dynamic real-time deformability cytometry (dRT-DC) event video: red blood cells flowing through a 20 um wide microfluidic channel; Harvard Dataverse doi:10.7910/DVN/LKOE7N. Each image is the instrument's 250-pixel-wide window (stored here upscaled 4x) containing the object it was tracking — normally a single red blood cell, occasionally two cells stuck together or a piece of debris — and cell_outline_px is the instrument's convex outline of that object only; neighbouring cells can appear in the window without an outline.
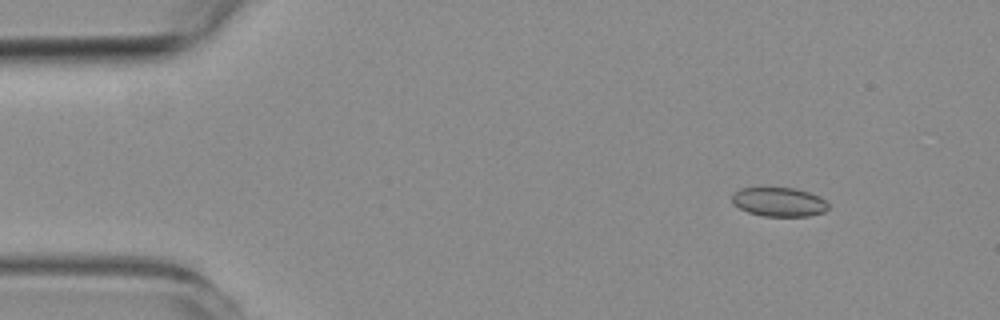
{"species": "common noctule bat (a hibernating species)", "species_latin": "Nyctalus noctula", "temperature_condition": "room temperature", "stored_images_in_passage": 50, "camera_frame_rate_fps": 3000, "um_per_image_px": 0.085, "animal": {"sex": "female", "body_mass_g": 19.3, "forearm_length_mm": 54.1}, "frame": {"image": 1, "passage_image": 1, "time_ms": 0.0, "image_size_px": [1000, 320], "cell_outline_px": [[828, 208], [824, 212], [808, 216], [764, 216], [748, 212], [732, 204], [732, 196], [740, 188], [792, 188], [808, 192], [820, 196], [828, 204]], "centroid_in_image_um": [66.22, 17.17], "position_along_channel_um": 18.8, "area_um2": 16.18}}
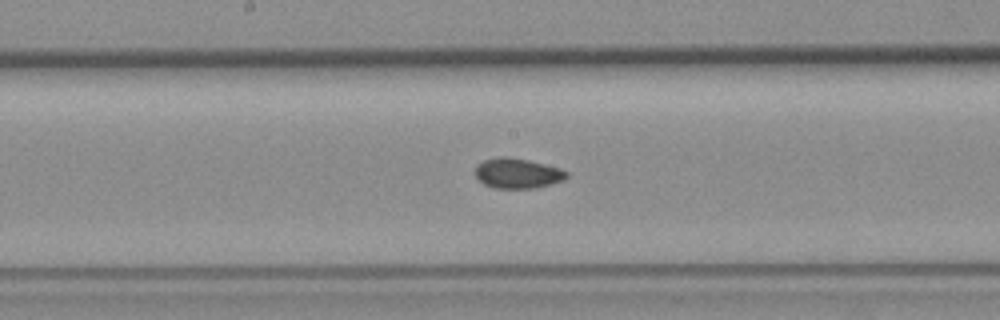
{"frame": {"image": 2, "passage_image": 23, "time_ms": 7.333, "image_size_px": [1000, 320], "cell_outline_px": [[568, 176], [564, 180], [552, 184], [536, 188], [496, 188], [484, 184], [476, 176], [476, 164], [484, 160], [500, 156], [504, 156], [528, 160], [560, 168], [568, 172]], "centroid_in_image_um": [44.01, 14.73], "position_along_channel_um": 204.2, "area_um2": 16.01}}
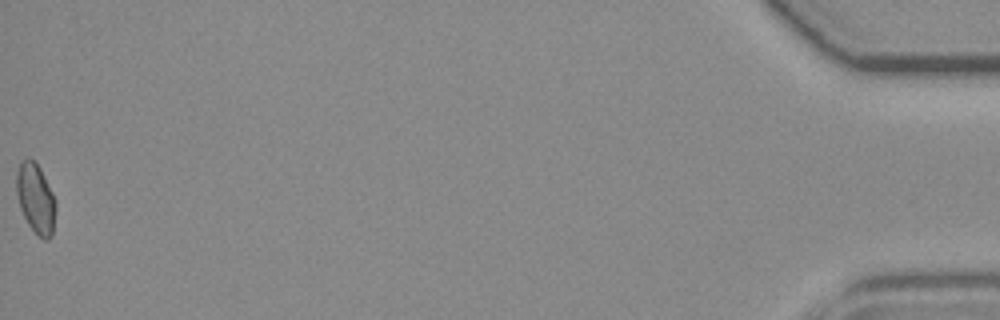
{"frame": {"image": 3, "passage_image": 50, "time_ms": 16.333, "image_size_px": [1000, 320], "cell_outline_px": [[56, 208], [52, 236], [48, 240], [44, 240], [28, 224], [20, 208], [16, 192], [16, 172], [20, 164], [28, 156], [40, 168], [56, 200]], "centroid_in_image_um": [3.04, 16.87], "position_along_channel_um": 432.2, "area_um2": 15.9}, "authors_computed_cell_mechanics": {"area_um2": 15.9239, "velocity_mm_per_s": 3.7394, "shape_relaxation_time_tau1_ms": null, "shape_relaxation_time_tau2_ms": 2.8552, "deformation_change_tau1": null, "deformation_change_tau2": 0.0602}}